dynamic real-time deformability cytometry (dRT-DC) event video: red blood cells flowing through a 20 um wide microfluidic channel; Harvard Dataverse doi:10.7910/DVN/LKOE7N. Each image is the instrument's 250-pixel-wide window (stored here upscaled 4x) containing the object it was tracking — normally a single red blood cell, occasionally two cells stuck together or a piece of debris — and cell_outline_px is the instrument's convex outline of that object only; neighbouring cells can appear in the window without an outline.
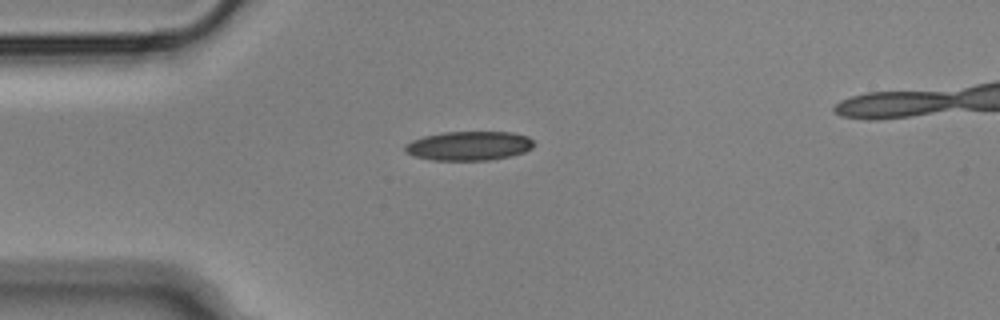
{"species": "Egyptian fruit bat (a non-hibernating species)", "species_latin": "Rousettus aegyptiacus", "temperature_condition": "cold", "stored_images_in_passage": 18, "camera_frame_rate_fps": 3000, "um_per_image_px": 0.085, "animal": {"sex": "male"}, "frame": {"image": 1, "passage_image": 1, "time_ms": 0.0, "image_size_px": [1000, 320], "cell_outline_px": [[536, 144], [532, 148], [524, 152], [512, 156], [488, 160], [432, 160], [412, 156], [404, 152], [404, 144], [412, 140], [424, 136], [444, 132], [512, 132], [528, 136]], "centroid_in_image_um": [39.85, 12.4], "position_along_channel_um": 45.2, "area_um2": 22.14}}
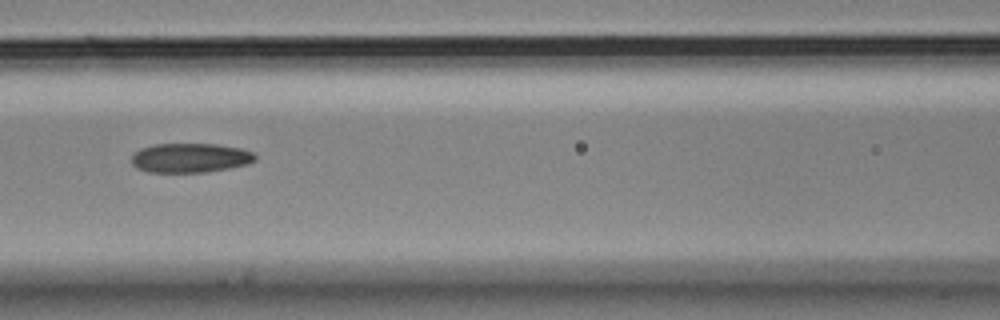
{"frame": {"image": 2, "passage_image": 11, "time_ms": 3.333, "image_size_px": [1000, 320], "cell_outline_px": [[256, 160], [248, 164], [228, 168], [204, 172], [148, 172], [136, 168], [132, 164], [132, 152], [140, 148], [152, 144], [216, 144], [240, 148], [252, 152], [256, 156]], "centroid_in_image_um": [16.13, 13.41], "position_along_channel_um": 150.5, "area_um2": 21.27}}
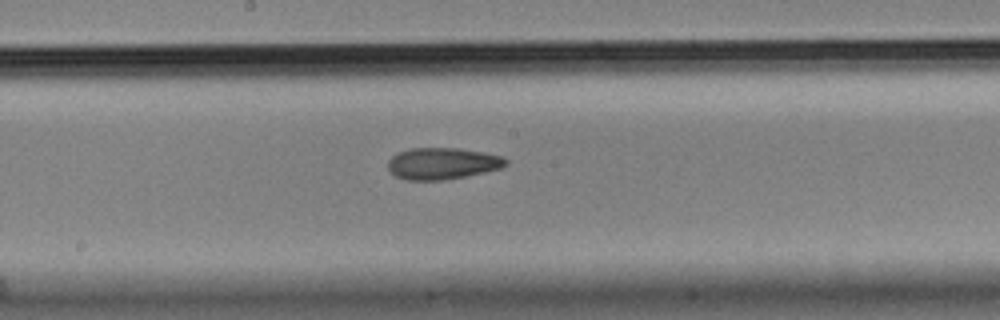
{"frame": {"image": 3, "passage_image": 16, "time_ms": 5.0, "image_size_px": [1000, 320], "cell_outline_px": [[508, 164], [500, 168], [484, 172], [444, 180], [408, 180], [396, 176], [388, 168], [388, 160], [396, 152], [412, 148], [460, 148], [484, 152], [504, 156], [508, 160]], "centroid_in_image_um": [37.62, 13.88], "position_along_channel_um": 210.6, "area_um2": 21.79}}